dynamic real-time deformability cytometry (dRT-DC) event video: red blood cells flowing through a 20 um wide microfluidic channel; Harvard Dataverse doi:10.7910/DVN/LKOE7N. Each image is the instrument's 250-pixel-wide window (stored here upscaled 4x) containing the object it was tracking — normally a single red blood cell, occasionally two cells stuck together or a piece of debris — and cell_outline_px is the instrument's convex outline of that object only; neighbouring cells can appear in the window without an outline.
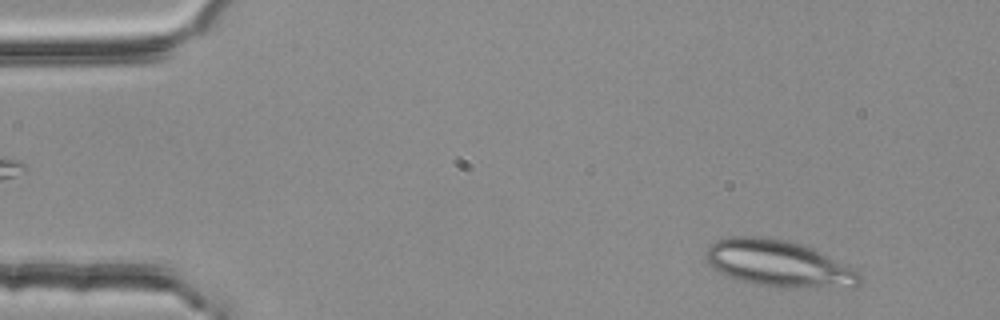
{"species": "common noctule bat (a hibernating species)", "species_latin": "Nyctalus noctula", "temperature_condition": "room temperature", "stored_images_in_passage": 49, "camera_frame_rate_fps": 3000, "um_per_image_px": 0.085, "animal": {"sex": "female", "body_mass_g": 25.1}, "frame": {"image": 1, "passage_image": 4, "time_ms": 1.0, "image_size_px": [1000, 320], "cell_outline_px": [[864, 276], [852, 288], [792, 288], [756, 284], [740, 280], [728, 276], [712, 268], [708, 264], [704, 252], [716, 240], [732, 236], [768, 236], [788, 240], [800, 244], [860, 272]], "centroid_in_image_um": [66.15, 22.41], "position_along_channel_um": 18.8, "area_um2": 41.62}}
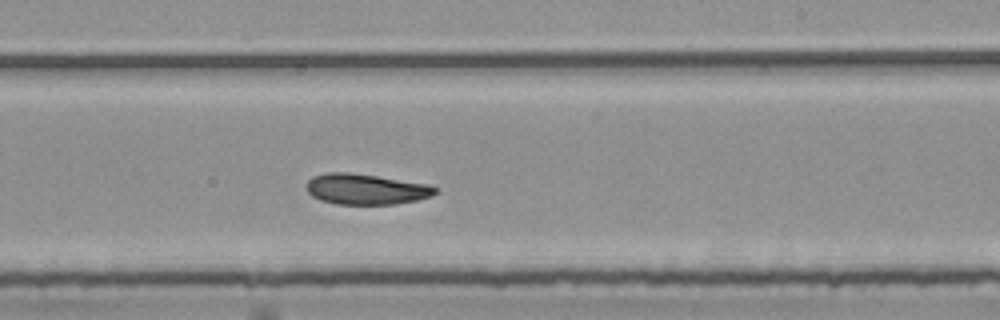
{"frame": {"image": 2, "passage_image": 31, "time_ms": 10.0, "image_size_px": [1000, 320], "cell_outline_px": [[440, 192], [432, 196], [416, 200], [396, 204], [336, 204], [320, 200], [312, 196], [308, 192], [308, 180], [312, 176], [328, 172], [348, 172], [376, 176], [428, 184], [436, 188]], "centroid_in_image_um": [31.12, 16.08], "position_along_channel_um": 257.9, "area_um2": 22.95}}
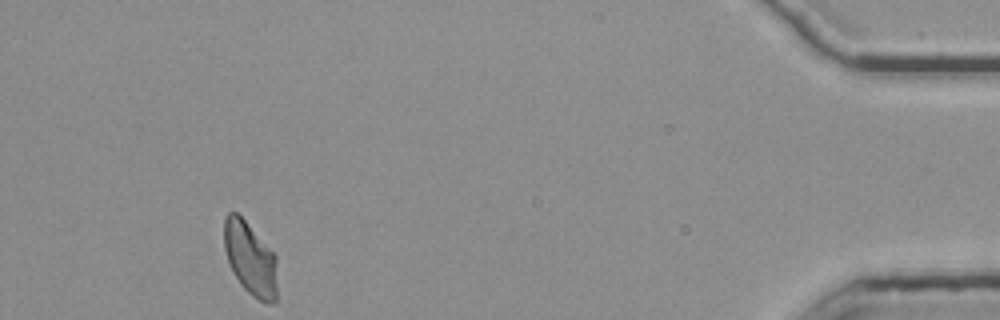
{"frame": {"image": 3, "passage_image": 49, "time_ms": 16.0, "image_size_px": [1000, 320], "cell_outline_px": [[276, 304], [268, 304], [252, 296], [240, 284], [232, 272], [224, 248], [224, 216], [228, 212], [236, 212], [244, 220], [276, 256]], "centroid_in_image_um": [21.26, 22.02], "position_along_channel_um": 413.9, "area_um2": 22.54}, "authors_computed_cell_mechanics": {"area_um2": 23.5246, "velocity_mm_per_s": 3.7697, "shape_relaxation_time_tau1_ms": 7.716, "shape_relaxation_time_tau2_ms": 3.818, "deformation_change_tau1": 0.1569, "deformation_change_tau2": 0.093}}